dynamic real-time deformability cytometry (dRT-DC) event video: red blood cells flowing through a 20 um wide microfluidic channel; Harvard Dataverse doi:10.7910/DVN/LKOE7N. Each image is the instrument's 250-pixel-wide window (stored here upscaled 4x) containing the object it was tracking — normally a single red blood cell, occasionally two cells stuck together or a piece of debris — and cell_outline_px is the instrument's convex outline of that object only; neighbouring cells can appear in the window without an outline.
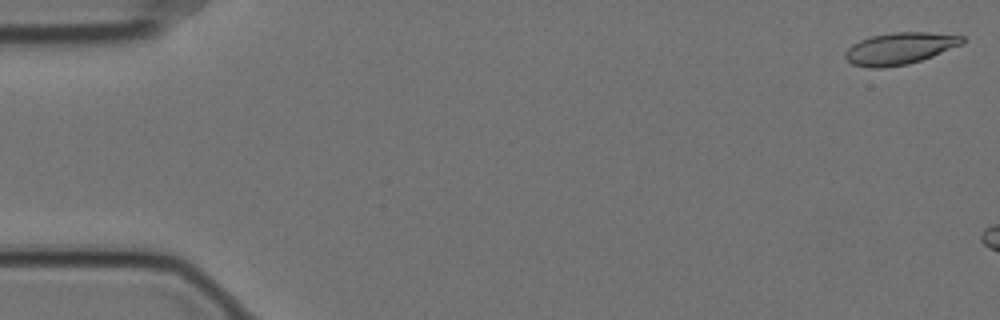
{"species": "Egyptian fruit bat (a non-hibernating species)", "species_latin": "Rousettus aegyptiacus", "temperature_condition": "cold", "stored_images_in_passage": 7, "camera_frame_rate_fps": 3000, "um_per_image_px": 0.085, "animal": {"sex": "female"}, "frame": {"image": 1, "passage_image": 1, "time_ms": 0.0, "image_size_px": [1000, 320], "cell_outline_px": [[964, 44], [932, 56], [908, 64], [884, 68], [872, 68], [852, 64], [844, 56], [844, 52], [852, 44], [860, 40], [872, 36], [892, 32], [928, 32], [964, 36]], "centroid_in_image_um": [76.48, 4.12], "position_along_channel_um": 8.5, "area_um2": 21.73}}